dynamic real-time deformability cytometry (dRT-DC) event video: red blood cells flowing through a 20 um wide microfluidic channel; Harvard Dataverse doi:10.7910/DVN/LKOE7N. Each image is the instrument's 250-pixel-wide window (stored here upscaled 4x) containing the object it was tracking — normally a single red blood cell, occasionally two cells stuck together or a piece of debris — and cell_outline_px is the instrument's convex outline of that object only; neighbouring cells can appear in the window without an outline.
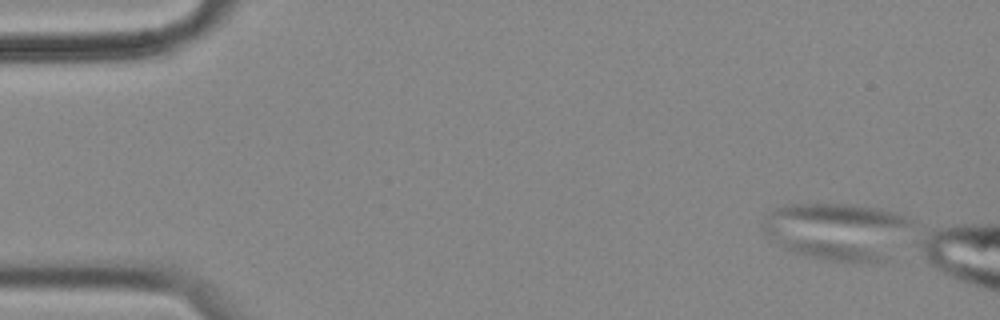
{"species": "common noctule bat (a hibernating species)", "species_latin": "Nyctalus noctula", "temperature_condition": "cold", "stored_images_in_passage": 3, "camera_frame_rate_fps": 3000, "um_per_image_px": 0.085, "animal": {"sex": "female", "body_mass_g": 18.4}, "frame": {"image": 1, "passage_image": 1, "time_ms": 0.0, "image_size_px": [1000, 320], "cell_outline_px": [[912, 220], [880, 260], [832, 260], [808, 256], [784, 248], [764, 232], [760, 228], [760, 224], [764, 216], [768, 212], [776, 208], [788, 204], [856, 204], [880, 208], [896, 212]], "centroid_in_image_um": [70.97, 19.57], "position_along_channel_um": 14.0, "area_um2": 47.69}}